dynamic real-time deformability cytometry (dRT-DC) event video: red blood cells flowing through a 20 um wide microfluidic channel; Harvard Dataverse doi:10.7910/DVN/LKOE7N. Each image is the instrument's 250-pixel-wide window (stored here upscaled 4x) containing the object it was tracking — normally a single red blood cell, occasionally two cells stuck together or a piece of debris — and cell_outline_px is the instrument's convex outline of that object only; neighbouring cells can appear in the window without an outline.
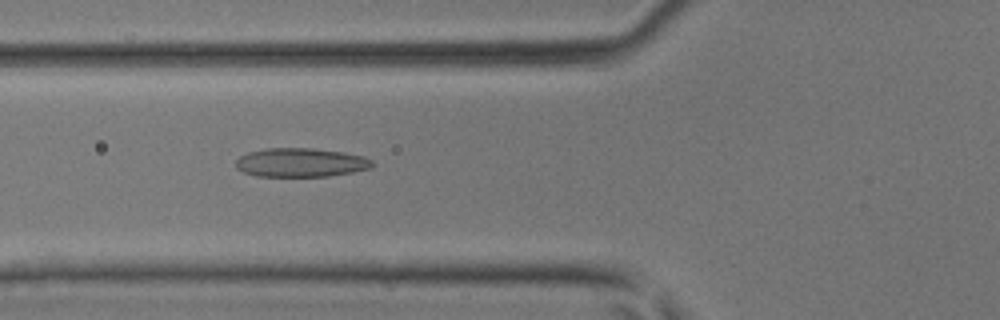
{"species": "common noctule bat (a hibernating species)", "species_latin": "Nyctalus noctula", "temperature_condition": "room temperature", "stored_images_in_passage": 33, "camera_frame_rate_fps": 3000, "um_per_image_px": 0.085, "animal": {"sex": "male", "body_mass_g": 17.9, "forearm_length_mm": 54.2}, "frame": {"image": 1, "passage_image": 5, "time_ms": 1.333, "image_size_px": [1000, 320], "cell_outline_px": [[372, 168], [352, 172], [328, 176], [256, 176], [244, 172], [236, 168], [236, 160], [240, 156], [248, 152], [268, 148], [312, 148], [344, 152], [364, 156], [372, 160]], "centroid_in_image_um": [25.57, 13.81], "position_along_channel_um": 100.2, "area_um2": 22.95}}
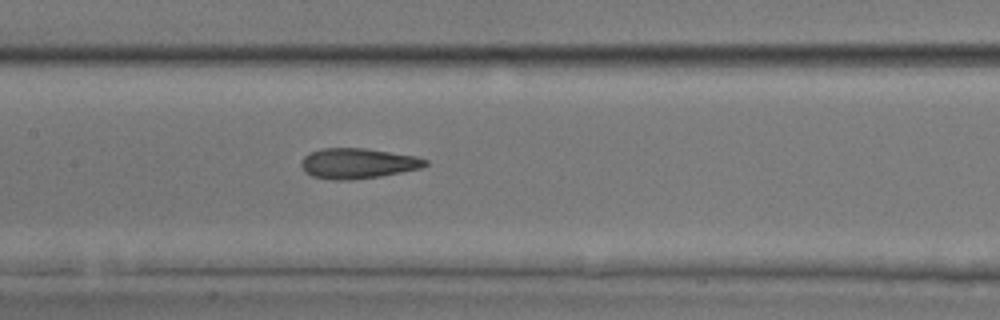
{"frame": {"image": 2, "passage_image": 10, "time_ms": 3.0, "image_size_px": [1000, 320], "cell_outline_px": [[428, 164], [420, 168], [380, 176], [348, 180], [332, 180], [312, 176], [304, 172], [300, 164], [304, 156], [308, 152], [320, 148], [364, 148], [416, 156], [428, 160]], "centroid_in_image_um": [30.36, 13.88], "position_along_channel_um": 177.0, "area_um2": 21.96}}
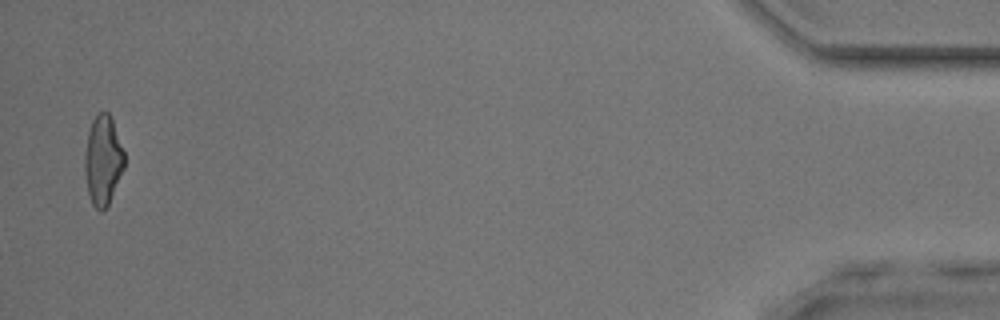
{"frame": {"image": 3, "passage_image": 32, "time_ms": 10.333, "image_size_px": [1000, 320], "cell_outline_px": [[124, 168], [108, 204], [104, 212], [100, 212], [92, 204], [88, 192], [84, 172], [84, 156], [88, 132], [92, 120], [100, 112], [108, 112], [112, 120], [124, 152]], "centroid_in_image_um": [8.73, 13.65], "position_along_channel_um": 426.5, "area_um2": 20.52}}